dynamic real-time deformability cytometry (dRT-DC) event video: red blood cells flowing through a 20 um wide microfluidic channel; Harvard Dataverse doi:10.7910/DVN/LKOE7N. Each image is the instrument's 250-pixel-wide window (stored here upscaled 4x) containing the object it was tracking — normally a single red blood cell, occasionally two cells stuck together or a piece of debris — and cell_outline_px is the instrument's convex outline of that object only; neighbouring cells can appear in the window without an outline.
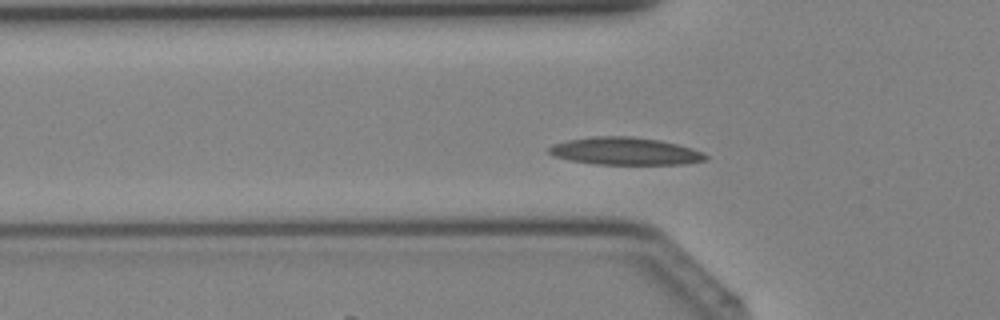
{"species": "Egyptian fruit bat (a non-hibernating species)", "species_latin": "Rousettus aegyptiacus", "temperature_condition": "cold", "stored_images_in_passage": 33, "segment_of_instrument_passage": [1, 2], "camera_frame_rate_fps": 3000, "um_per_image_px": 0.085, "animal": {"sex": "female"}, "frame": {"image": 1, "passage_image": 5, "time_ms": 1.333, "image_size_px": [1000, 320], "cell_outline_px": [[708, 160], [684, 164], [596, 164], [568, 160], [552, 156], [548, 152], [548, 148], [552, 144], [568, 140], [592, 136], [632, 136], [660, 140], [692, 148], [704, 152], [708, 156]], "centroid_in_image_um": [53.13, 12.85], "position_along_channel_um": 72.7, "area_um2": 25.32}}
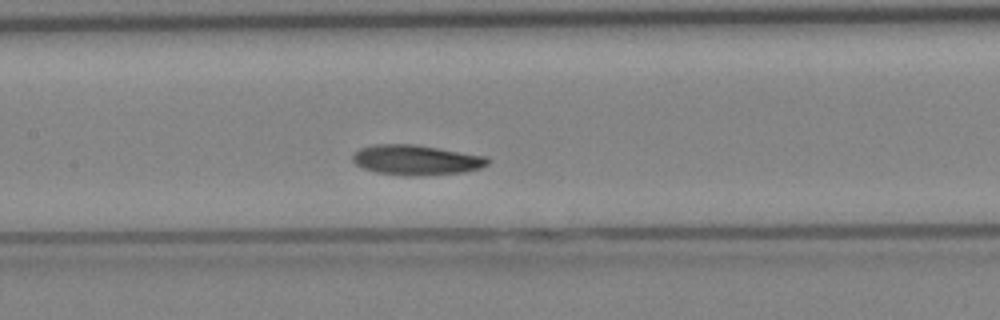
{"frame": {"image": 2, "passage_image": 11, "time_ms": 3.333, "image_size_px": [1000, 320], "cell_outline_px": [[488, 164], [480, 168], [464, 172], [416, 176], [404, 176], [376, 172], [364, 168], [356, 164], [352, 160], [352, 156], [360, 148], [372, 144], [416, 144], [488, 156]], "centroid_in_image_um": [35.38, 13.59], "position_along_channel_um": 172.0, "area_um2": 23.81}}
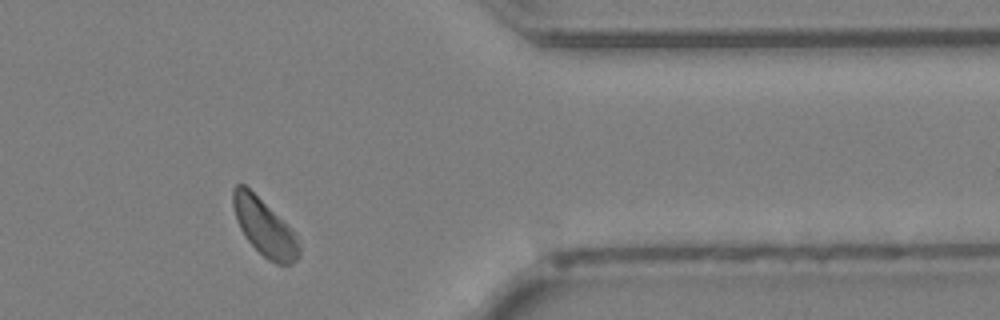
{"frame": {"image": 3, "passage_image": 25, "time_ms": 8.0, "image_size_px": [1000, 320], "cell_outline_px": [[300, 252], [296, 260], [292, 264], [276, 264], [268, 260], [244, 236], [236, 220], [232, 204], [232, 188], [236, 184], [244, 184], [292, 232], [300, 244]], "centroid_in_image_um": [22.42, 19.35], "position_along_channel_um": 389.0, "area_um2": 21.04}}